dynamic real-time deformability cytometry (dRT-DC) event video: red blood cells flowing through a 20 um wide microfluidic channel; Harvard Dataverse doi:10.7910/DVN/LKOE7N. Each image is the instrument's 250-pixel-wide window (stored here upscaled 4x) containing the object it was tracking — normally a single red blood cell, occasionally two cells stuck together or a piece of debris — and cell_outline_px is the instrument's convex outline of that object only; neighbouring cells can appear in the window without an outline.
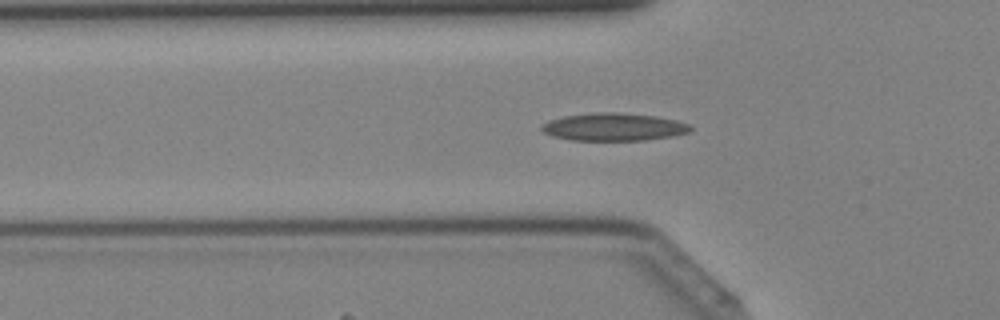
{"species": "Egyptian fruit bat (a non-hibernating species)", "species_latin": "Rousettus aegyptiacus", "temperature_condition": "cold", "stored_images_in_passage": 29, "camera_frame_rate_fps": 3000, "um_per_image_px": 0.085, "animal": {"sex": "female"}, "frame": {"image": 1, "passage_image": 5, "time_ms": 1.333, "image_size_px": [1000, 320], "cell_outline_px": [[692, 128], [688, 132], [672, 136], [644, 140], [572, 140], [552, 136], [544, 132], [540, 128], [540, 124], [548, 120], [564, 116], [592, 112], [620, 112], [656, 116], [676, 120], [688, 124]], "centroid_in_image_um": [52.12, 10.78], "position_along_channel_um": 73.7, "area_um2": 24.1}}
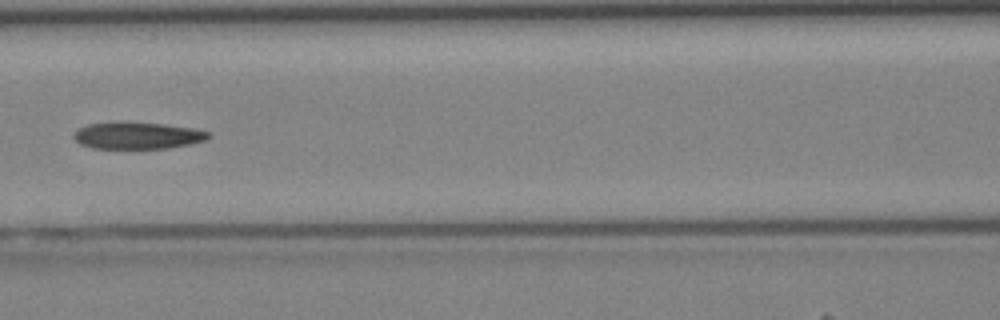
{"frame": {"image": 2, "passage_image": 10, "time_ms": 3.0, "image_size_px": [1000, 320], "cell_outline_px": [[212, 136], [208, 140], [192, 144], [168, 148], [92, 148], [80, 144], [72, 136], [80, 128], [88, 124], [164, 124], [196, 128], [208, 132]], "centroid_in_image_um": [11.79, 11.56], "position_along_channel_um": 154.8, "area_um2": 20.46}}
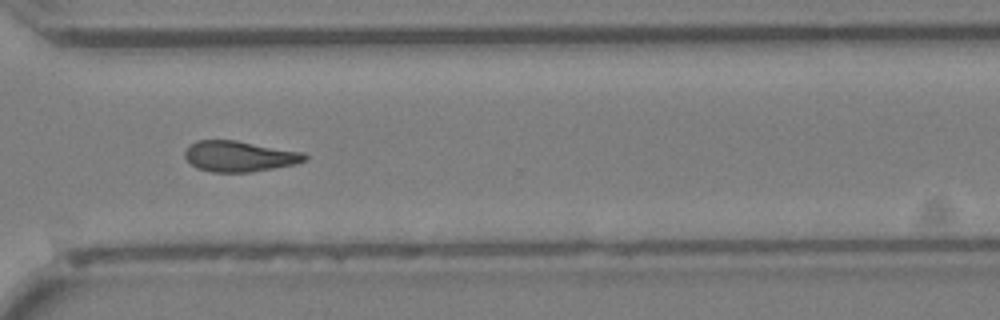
{"frame": {"image": 3, "passage_image": 22, "time_ms": 7.0, "image_size_px": [1000, 320], "cell_outline_px": [[308, 160], [296, 164], [248, 172], [212, 172], [196, 168], [184, 156], [184, 152], [196, 140], [236, 140], [304, 152], [308, 156]], "centroid_in_image_um": [20.38, 13.28], "position_along_channel_um": 350.2, "area_um2": 21.44}}